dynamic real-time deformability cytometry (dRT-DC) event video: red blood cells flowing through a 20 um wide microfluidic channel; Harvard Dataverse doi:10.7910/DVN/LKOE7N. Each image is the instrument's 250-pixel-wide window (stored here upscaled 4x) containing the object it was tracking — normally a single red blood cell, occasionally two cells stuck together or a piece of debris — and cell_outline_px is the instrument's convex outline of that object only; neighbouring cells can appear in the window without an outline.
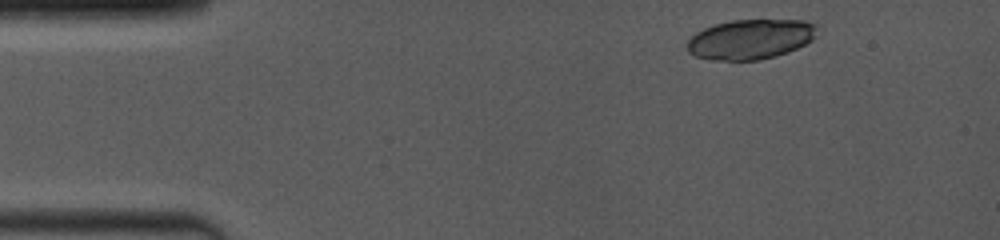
{"species": "common noctule bat (a hibernating species)", "species_latin": "Nyctalus noctula", "temperature_condition": "room temperature", "stored_images_in_passage": 9, "camera_frame_rate_fps": 4000, "um_per_image_px": 0.085, "animal": {"sex": "female", "body_mass_g": 19.0, "forearm_length_mm": 53.3}, "frame": {"image": 1, "passage_image": 1, "time_ms": 0.0, "image_size_px": [1000, 240], "cell_outline_px": [[816, 28], [812, 40], [788, 52], [776, 56], [760, 60], [712, 60], [696, 56], [688, 52], [688, 40], [696, 32], [704, 28], [716, 24], [732, 20], [800, 20], [816, 24]], "centroid_in_image_um": [63.77, 3.34], "position_along_channel_um": 21.2, "area_um2": 30.0}}